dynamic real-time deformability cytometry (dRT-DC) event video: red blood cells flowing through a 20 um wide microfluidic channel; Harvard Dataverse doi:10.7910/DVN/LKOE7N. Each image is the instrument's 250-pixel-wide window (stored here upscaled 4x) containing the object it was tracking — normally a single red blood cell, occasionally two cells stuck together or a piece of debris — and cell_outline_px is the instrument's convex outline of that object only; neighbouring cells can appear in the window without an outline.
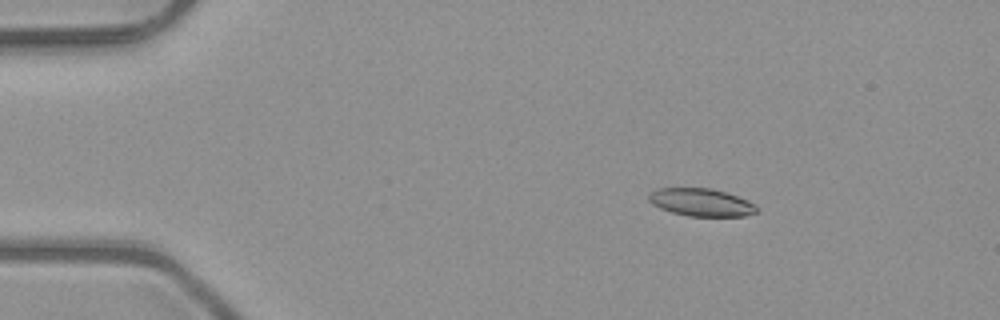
{"species": "common noctule bat (a hibernating species)", "species_latin": "Nyctalus noctula", "temperature_condition": "room temperature", "stored_images_in_passage": 4, "camera_frame_rate_fps": 3000, "um_per_image_px": 0.085, "animal": {"sex": "male", "body_mass_g": 23.1, "forearm_length_mm": 52.7}, "frame": {"image": 1, "passage_image": 2, "time_ms": 0.333, "image_size_px": [1000, 320], "cell_outline_px": [[756, 212], [744, 216], [688, 216], [672, 212], [660, 208], [652, 204], [648, 200], [648, 192], [656, 188], [712, 188], [748, 200], [756, 204]], "centroid_in_image_um": [59.55, 17.19], "position_along_channel_um": 25.4, "area_um2": 17.46}}